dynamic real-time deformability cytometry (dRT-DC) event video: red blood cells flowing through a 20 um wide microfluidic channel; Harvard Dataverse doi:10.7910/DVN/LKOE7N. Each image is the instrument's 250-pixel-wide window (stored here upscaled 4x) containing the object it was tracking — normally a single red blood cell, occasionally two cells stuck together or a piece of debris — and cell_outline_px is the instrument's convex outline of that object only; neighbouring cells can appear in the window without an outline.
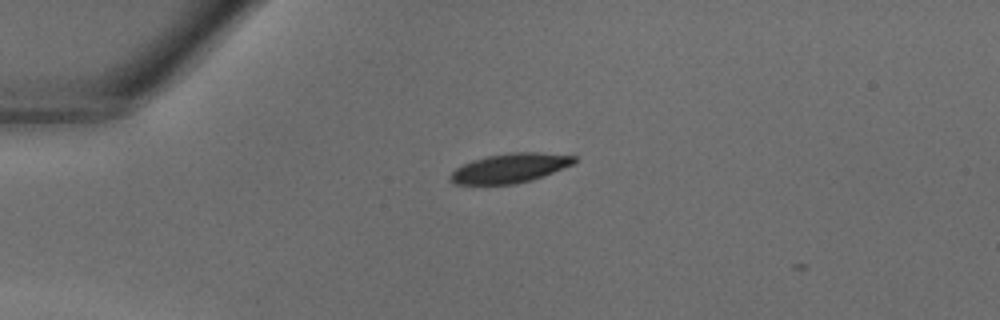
{"species": "common noctule bat (a hibernating species)", "species_latin": "Nyctalus noctula", "temperature_condition": "warm", "stored_images_in_passage": 30, "camera_frame_rate_fps": 3000, "um_per_image_px": 0.085, "animal": {"sex": "male", "body_mass_g": 18.8}, "frame": {"image": 1, "passage_image": 1, "time_ms": 0.0, "image_size_px": [1000, 320], "cell_outline_px": [[576, 160], [572, 164], [532, 180], [516, 184], [456, 184], [448, 180], [448, 176], [456, 168], [472, 160], [488, 156], [512, 152], [540, 152], [576, 156]], "centroid_in_image_um": [43.31, 14.29], "position_along_channel_um": 41.7, "area_um2": 21.04}}
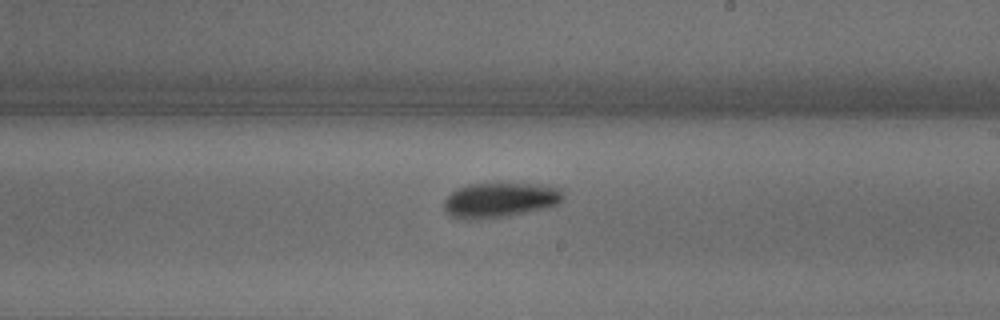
{"frame": {"image": 2, "passage_image": 15, "time_ms": 4.667, "image_size_px": [1000, 320], "cell_outline_px": [[564, 196], [560, 204], [508, 216], [476, 220], [468, 220], [452, 216], [444, 208], [444, 200], [456, 188], [468, 184], [532, 184], [560, 188], [564, 192]], "centroid_in_image_um": [42.49, 17.01], "position_along_channel_um": 246.5, "area_um2": 24.1}}
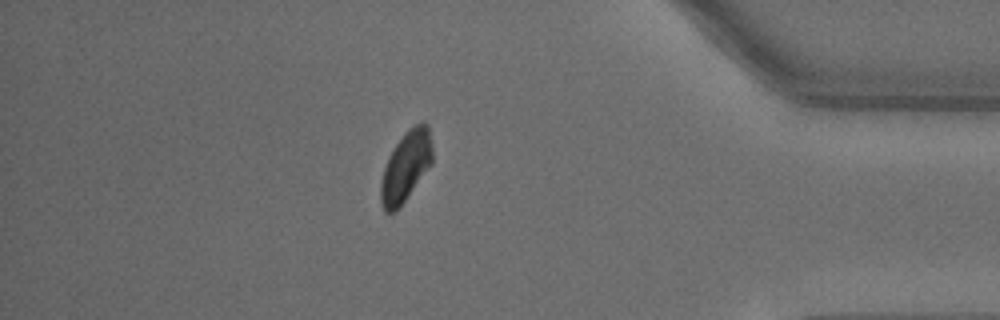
{"frame": {"image": 3, "passage_image": 26, "time_ms": 8.333, "image_size_px": [1000, 320], "cell_outline_px": [[432, 164], [396, 212], [384, 212], [380, 200], [380, 184], [384, 168], [388, 156], [404, 132], [412, 124], [424, 120], [428, 124], [432, 140]], "centroid_in_image_um": [34.51, 14.11], "position_along_channel_um": 400.7, "area_um2": 21.5}}